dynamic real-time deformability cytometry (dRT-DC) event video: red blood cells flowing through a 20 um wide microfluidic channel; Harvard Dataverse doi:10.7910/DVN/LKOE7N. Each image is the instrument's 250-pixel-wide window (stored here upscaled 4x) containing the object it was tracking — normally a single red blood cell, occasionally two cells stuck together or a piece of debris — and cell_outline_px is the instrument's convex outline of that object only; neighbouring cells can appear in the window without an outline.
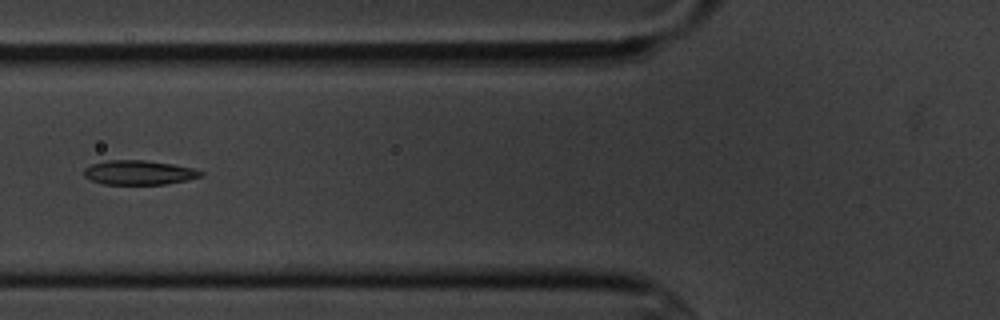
{"species": "common noctule bat (a hibernating species)", "species_latin": "Nyctalus noctula", "temperature_condition": "cold", "stored_images_in_passage": 10, "camera_frame_rate_fps": 3000, "um_per_image_px": 0.085, "animal": {"sex": "male", "body_mass_g": 20.1, "forearm_length_mm": 53.5}, "frame": {"image": 1, "passage_image": 7, "time_ms": 7.0, "image_size_px": [1000, 320], "cell_outline_px": [[204, 176], [164, 184], [104, 184], [92, 180], [84, 176], [84, 168], [92, 164], [108, 160], [144, 160], [172, 164], [192, 168], [204, 172]], "centroid_in_image_um": [11.8, 14.66], "position_along_channel_um": 114.0, "area_um2": 16.42}}
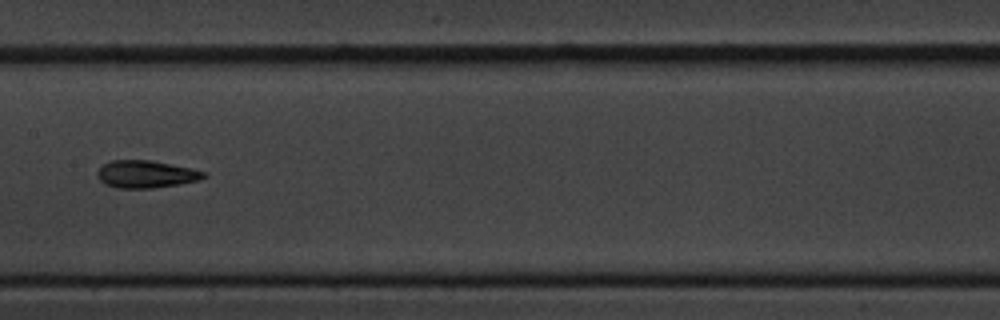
{"frame": {"image": 2, "passage_image": 9, "time_ms": 9.333, "image_size_px": [1000, 320], "cell_outline_px": [[208, 176], [200, 180], [152, 188], [116, 188], [104, 184], [96, 176], [96, 172], [104, 164], [112, 160], [152, 160], [188, 168], [204, 172]], "centroid_in_image_um": [12.36, 14.81], "position_along_channel_um": 195.0, "area_um2": 16.88}}
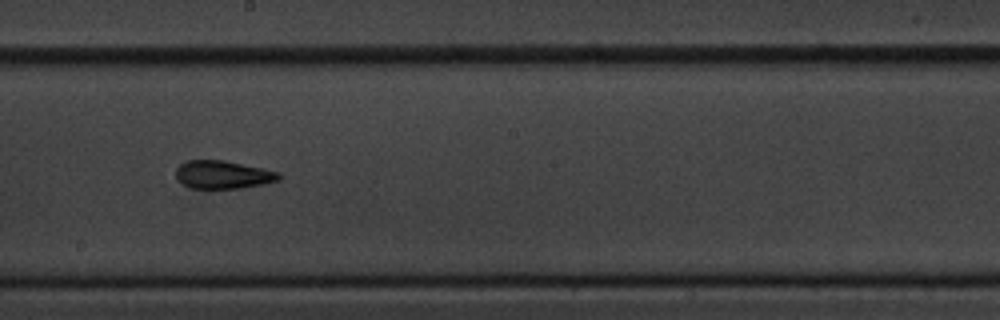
{"frame": {"image": 3, "passage_image": 10, "time_ms": 10.333, "image_size_px": [1000, 320], "cell_outline_px": [[280, 180], [264, 184], [240, 188], [192, 188], [184, 184], [176, 176], [176, 168], [180, 164], [188, 160], [224, 160], [280, 172]], "centroid_in_image_um": [18.97, 14.84], "position_along_channel_um": 229.2, "area_um2": 16.7}}